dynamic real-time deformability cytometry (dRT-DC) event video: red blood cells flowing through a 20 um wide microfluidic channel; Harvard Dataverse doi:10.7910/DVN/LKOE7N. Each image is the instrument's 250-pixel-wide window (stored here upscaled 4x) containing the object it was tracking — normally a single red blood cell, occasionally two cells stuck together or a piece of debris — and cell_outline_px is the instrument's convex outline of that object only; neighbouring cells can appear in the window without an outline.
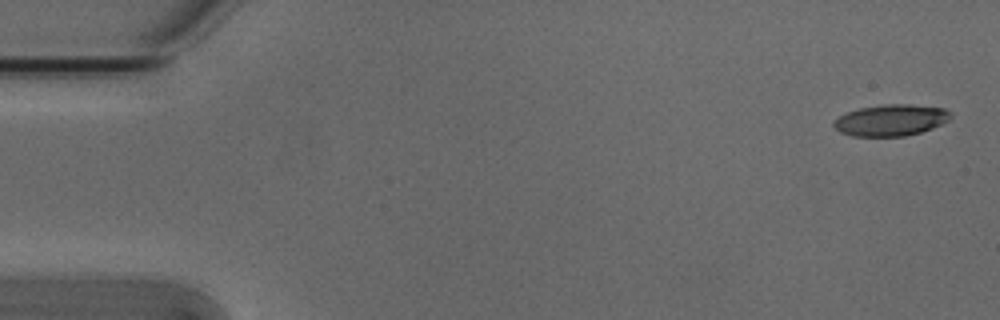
{"species": "Egyptian fruit bat (a non-hibernating species)", "species_latin": "Rousettus aegyptiacus", "temperature_condition": "cold", "stored_images_in_passage": 4, "camera_frame_rate_fps": 3000, "um_per_image_px": 0.085, "animal": {"sex": "male"}, "frame": {"image": 1, "passage_image": 1, "time_ms": 0.0, "image_size_px": [1000, 320], "cell_outline_px": [[952, 116], [948, 120], [932, 128], [920, 132], [904, 136], [852, 136], [840, 132], [832, 124], [840, 116], [848, 112], [860, 108], [884, 104], [912, 104], [944, 108], [952, 112]], "centroid_in_image_um": [75.75, 10.21], "position_along_channel_um": 9.2, "area_um2": 21.27}}
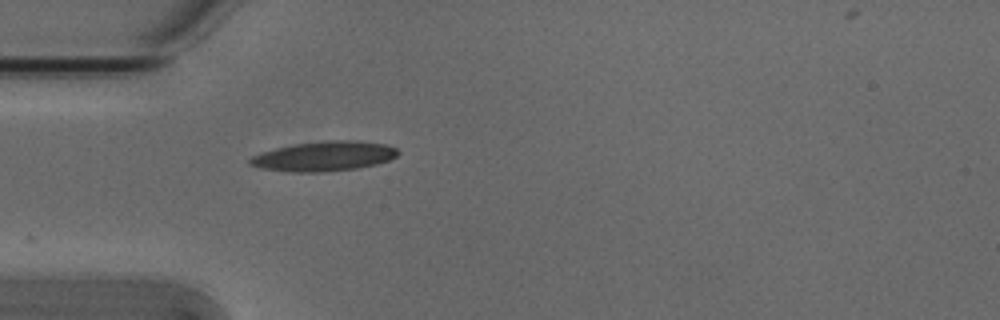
{"frame": {"image": 2, "passage_image": 4, "time_ms": 1.0, "image_size_px": [1000, 320], "cell_outline_px": [[400, 152], [396, 156], [388, 160], [376, 164], [356, 168], [320, 172], [292, 172], [260, 168], [248, 164], [248, 160], [252, 156], [260, 152], [292, 144], [324, 140], [356, 140], [388, 144], [396, 148]], "centroid_in_image_um": [27.53, 13.26], "position_along_channel_um": 57.5, "area_um2": 25.84}}